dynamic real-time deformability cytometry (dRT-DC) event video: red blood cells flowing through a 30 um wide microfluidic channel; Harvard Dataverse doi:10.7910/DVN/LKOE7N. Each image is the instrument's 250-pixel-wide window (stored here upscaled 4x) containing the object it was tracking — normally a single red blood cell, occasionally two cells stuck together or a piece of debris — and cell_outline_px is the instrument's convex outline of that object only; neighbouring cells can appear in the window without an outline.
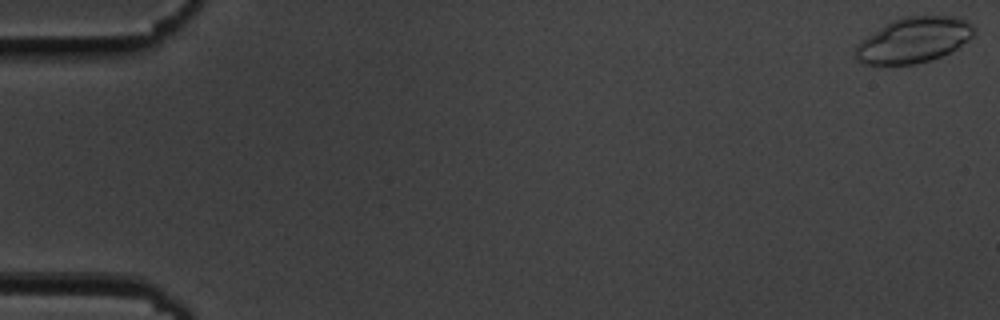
{"species": "common noctule bat (a hibernating species)", "species_latin": "Nyctalus noctula", "temperature_condition": "cold", "stored_images_in_passage": 56, "camera_frame_rate_fps": 3000, "um_per_image_px": 0.085, "animal": {"sex": "male", "body_mass_g": 19.5, "forearm_length_mm": 54.6}, "frame": {"image": 1, "passage_image": 1, "time_ms": 0.0, "image_size_px": [1000, 320], "cell_outline_px": [[976, 32], [968, 40], [956, 48], [940, 56], [928, 60], [912, 64], [860, 64], [852, 56], [852, 52], [856, 44], [860, 40], [884, 24], [892, 20], [904, 16], [960, 16], [972, 24], [976, 28]], "centroid_in_image_um": [77.61, 3.39], "position_along_channel_um": 7.4, "area_um2": 31.67}}
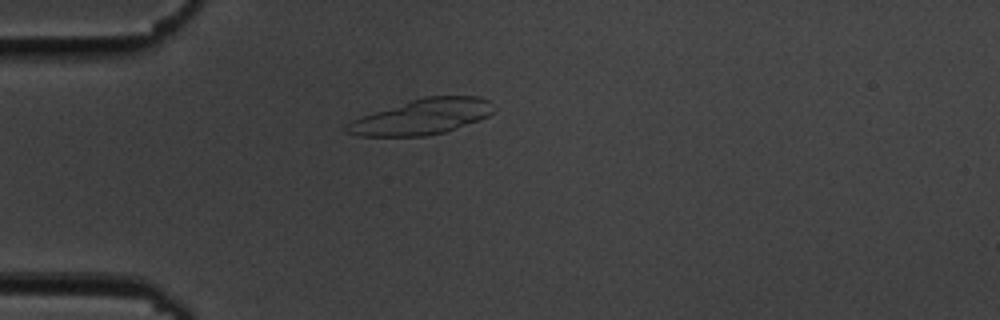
{"frame": {"image": 2, "passage_image": 16, "time_ms": 5.0, "image_size_px": [1000, 320], "cell_outline_px": [[496, 108], [488, 116], [456, 128], [444, 132], [424, 136], [356, 136], [344, 132], [344, 128], [352, 120], [424, 96], [480, 96], [488, 100]], "centroid_in_image_um": [35.89, 9.93], "position_along_channel_um": 49.1, "area_um2": 29.88}}